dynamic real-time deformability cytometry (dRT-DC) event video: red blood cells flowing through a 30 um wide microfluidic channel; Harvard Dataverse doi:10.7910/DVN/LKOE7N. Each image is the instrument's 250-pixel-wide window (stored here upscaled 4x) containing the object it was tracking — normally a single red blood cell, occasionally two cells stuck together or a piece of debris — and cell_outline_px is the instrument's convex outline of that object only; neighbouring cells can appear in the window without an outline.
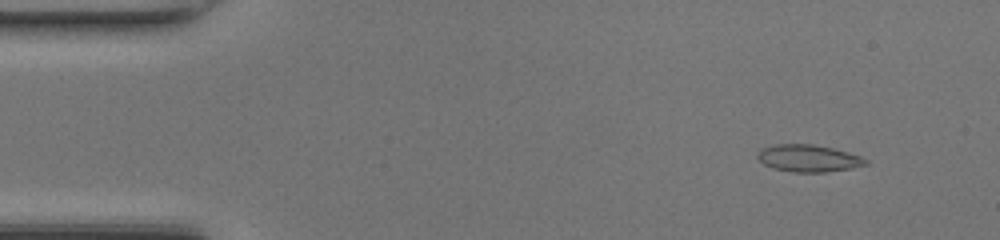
{"species": "common noctule bat (a hibernating species)", "species_latin": "Nyctalus noctula", "temperature_condition": "room temperature", "stored_images_in_passage": 48, "camera_frame_rate_fps": 3000, "um_per_image_px": 0.085, "animal": {"sex": "female", "body_mass_g": 17.0, "forearm_length_mm": 48.0}, "frame": {"image": 1, "passage_image": 5, "time_ms": 1.333, "image_size_px": [1000, 240], "cell_outline_px": [[868, 164], [852, 168], [824, 172], [792, 172], [772, 168], [764, 164], [756, 156], [756, 152], [760, 148], [776, 144], [812, 144], [832, 148], [848, 152], [860, 156], [868, 160]], "centroid_in_image_um": [68.69, 13.45], "position_along_channel_um": 16.3, "area_um2": 17.17}}
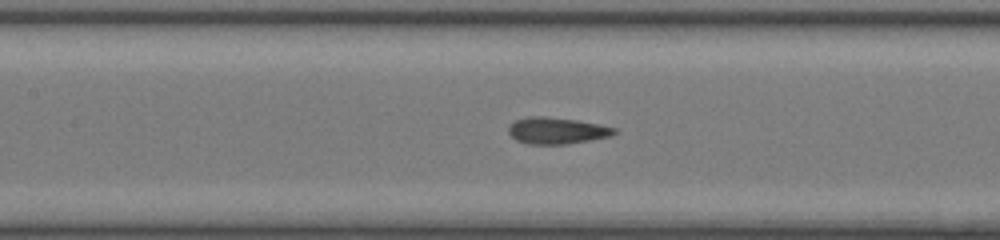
{"frame": {"image": 2, "passage_image": 22, "time_ms": 7.0, "image_size_px": [1000, 240], "cell_outline_px": [[616, 132], [608, 136], [568, 144], [528, 144], [516, 140], [508, 132], [508, 128], [516, 120], [528, 116], [544, 116], [576, 120], [616, 128]], "centroid_in_image_um": [47.28, 11.1], "position_along_channel_um": 160.1, "area_um2": 16.07}}
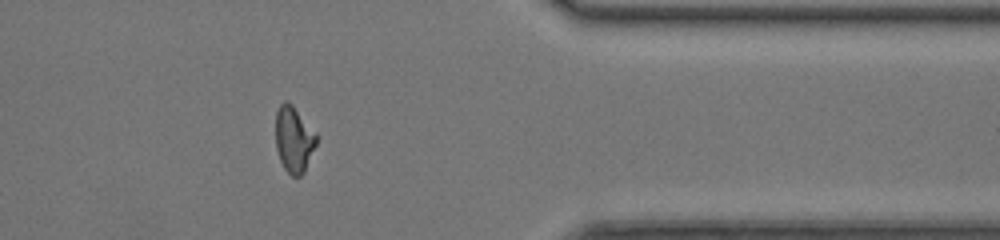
{"frame": {"image": 3, "passage_image": 39, "time_ms": 12.667, "image_size_px": [1000, 240], "cell_outline_px": [[316, 144], [304, 172], [300, 176], [292, 176], [284, 168], [280, 160], [276, 148], [276, 112], [280, 104], [284, 100], [288, 100], [292, 104], [316, 132]], "centroid_in_image_um": [24.97, 11.82], "position_along_channel_um": 386.4, "area_um2": 15.66}, "authors_computed_cell_mechanics": {"area_um2": 16.0973, "velocity_mm_per_s": 4.342, "shape_relaxation_time_tau1_ms": null, "shape_relaxation_time_tau2_ms": 1.2257, "deformation_change_tau1": null, "deformation_change_tau2": 0.0778}}